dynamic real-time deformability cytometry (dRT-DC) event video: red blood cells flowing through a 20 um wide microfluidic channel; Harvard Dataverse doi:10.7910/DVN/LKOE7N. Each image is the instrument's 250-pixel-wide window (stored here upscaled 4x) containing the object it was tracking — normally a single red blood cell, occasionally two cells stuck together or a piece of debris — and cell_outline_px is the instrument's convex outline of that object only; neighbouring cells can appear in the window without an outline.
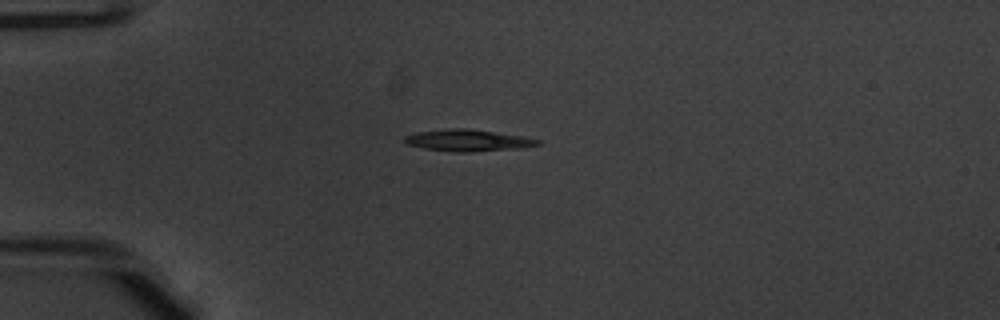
{"species": "common noctule bat (a hibernating species)", "species_latin": "Nyctalus noctula", "temperature_condition": "warm", "stored_images_in_passage": 29, "camera_frame_rate_fps": 3000, "um_per_image_px": 0.085, "animal": {"sex": "male", "body_mass_g": 20.1, "forearm_length_mm": 53.5}, "frame": {"image": 1, "passage_image": 1, "time_ms": 0.0, "image_size_px": [1000, 320], "cell_outline_px": [[540, 144], [524, 148], [472, 152], [452, 152], [424, 148], [404, 144], [404, 136], [416, 132], [452, 128], [464, 128], [524, 136], [540, 140]], "centroid_in_image_um": [39.76, 11.94], "position_along_channel_um": 45.2, "area_um2": 16.94}}
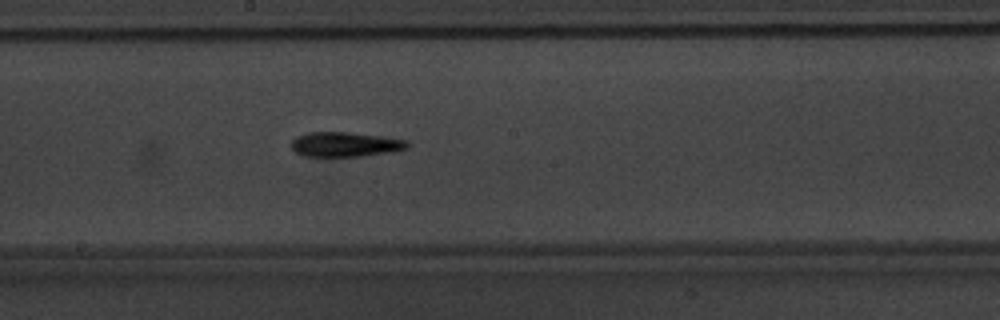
{"frame": {"image": 2, "passage_image": 16, "time_ms": 5.0, "image_size_px": [1000, 320], "cell_outline_px": [[412, 144], [408, 148], [392, 152], [364, 156], [304, 156], [296, 152], [292, 148], [292, 140], [296, 136], [308, 132], [348, 132], [380, 136], [408, 140]], "centroid_in_image_um": [29.39, 12.27], "position_along_channel_um": 218.8, "area_um2": 16.82}}
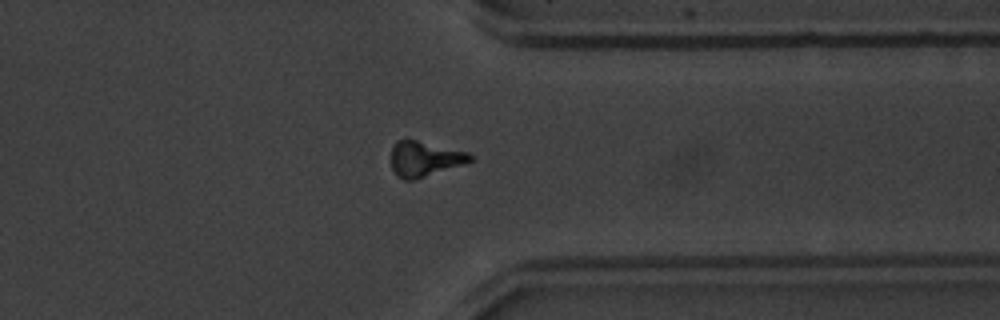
{"frame": {"image": 3, "passage_image": 28, "time_ms": 9.0, "image_size_px": [1000, 320], "cell_outline_px": [[472, 160], [464, 164], [412, 180], [404, 180], [396, 176], [392, 168], [392, 148], [396, 140], [416, 140], [468, 152], [472, 156]], "centroid_in_image_um": [36.07, 13.5], "position_along_channel_um": 375.3, "area_um2": 15.95}, "authors_computed_cell_mechanics": {"area_um2": 15.895, "velocity_mm_per_s": 3.9648, "shape_relaxation_time_tau1_ms": 2.4367, "shape_relaxation_time_tau2_ms": null, "deformation_change_tau1": 0.1882, "deformation_change_tau2": null}}